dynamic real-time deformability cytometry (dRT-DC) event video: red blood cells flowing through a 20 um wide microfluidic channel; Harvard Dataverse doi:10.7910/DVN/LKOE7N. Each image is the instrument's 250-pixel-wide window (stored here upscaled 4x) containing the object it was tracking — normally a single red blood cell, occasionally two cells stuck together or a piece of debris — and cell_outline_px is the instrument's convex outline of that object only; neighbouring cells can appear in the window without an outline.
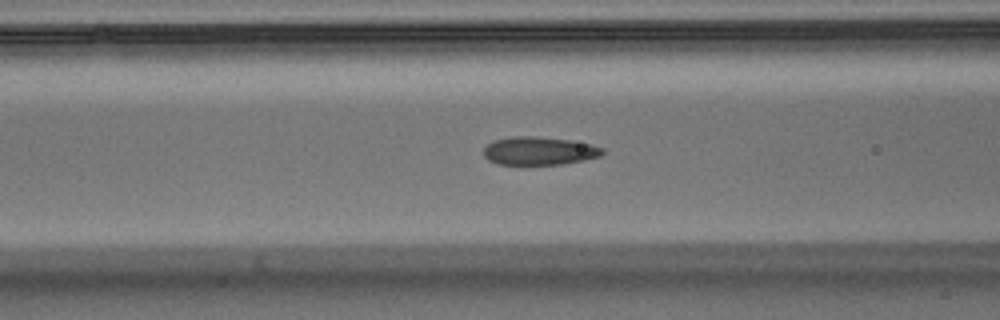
{"species": "Egyptian fruit bat (a non-hibernating species)", "species_latin": "Rousettus aegyptiacus", "temperature_condition": "warm", "stored_images_in_passage": 35, "camera_frame_rate_fps": 3000, "um_per_image_px": 0.085, "animal": {"sex": "male"}, "frame": {"image": 1, "passage_image": 6, "time_ms": 1.667, "image_size_px": [1000, 320], "cell_outline_px": [[604, 152], [600, 156], [584, 160], [564, 164], [496, 164], [488, 160], [484, 156], [484, 148], [492, 140], [512, 136], [536, 136], [568, 140], [592, 144], [604, 148]], "centroid_in_image_um": [45.82, 12.82], "position_along_channel_um": 120.8, "area_um2": 19.59}}
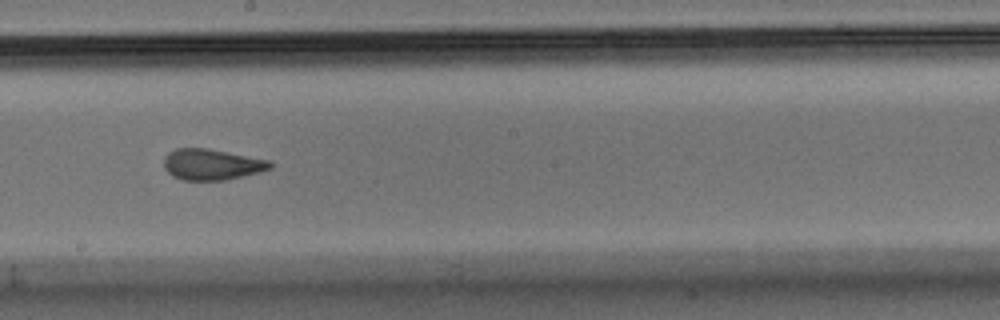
{"frame": {"image": 2, "passage_image": 15, "time_ms": 4.667, "image_size_px": [1000, 320], "cell_outline_px": [[272, 168], [260, 172], [224, 180], [184, 180], [172, 176], [164, 168], [164, 156], [168, 152], [176, 148], [208, 148], [272, 160]], "centroid_in_image_um": [18.01, 13.97], "position_along_channel_um": 230.2, "area_um2": 19.36}}
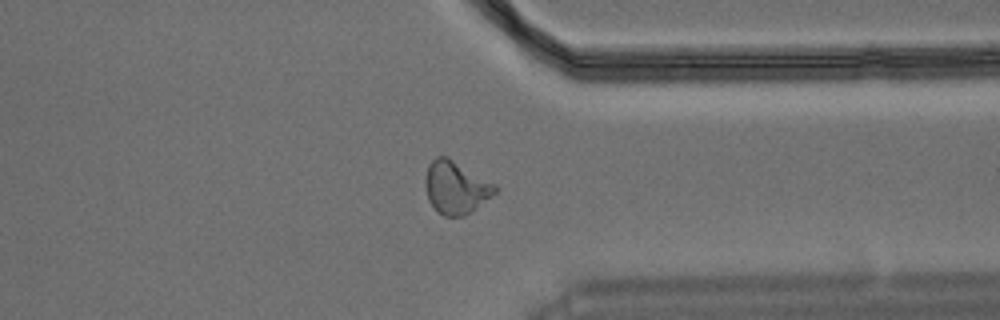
{"frame": {"image": 3, "passage_image": 27, "time_ms": 8.667, "image_size_px": [1000, 320], "cell_outline_px": [[496, 192], [492, 196], [476, 208], [464, 216], [444, 216], [436, 212], [428, 200], [424, 184], [424, 180], [428, 164], [436, 156], [448, 156], [496, 184]], "centroid_in_image_um": [38.72, 15.92], "position_along_channel_um": 372.7, "area_um2": 21.68}}